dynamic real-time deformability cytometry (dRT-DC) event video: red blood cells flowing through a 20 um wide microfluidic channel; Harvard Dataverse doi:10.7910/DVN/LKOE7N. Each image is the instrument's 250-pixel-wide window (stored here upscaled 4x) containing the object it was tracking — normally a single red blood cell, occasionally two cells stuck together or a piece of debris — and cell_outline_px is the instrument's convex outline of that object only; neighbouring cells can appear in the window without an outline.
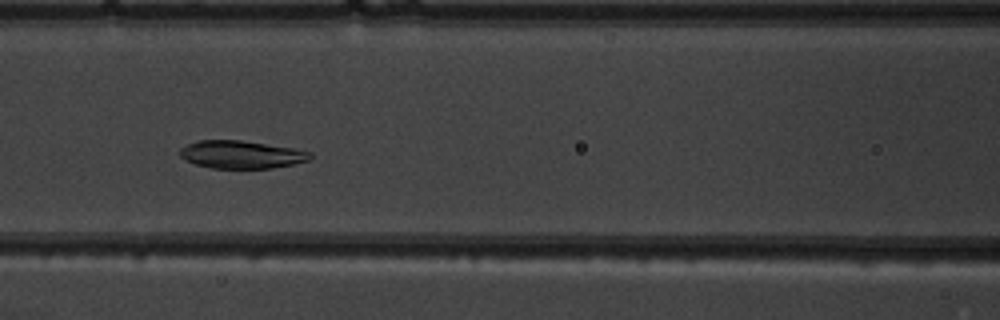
{"species": "common noctule bat (a hibernating species)", "species_latin": "Nyctalus noctula", "temperature_condition": "warm", "stored_images_in_passage": 42, "camera_frame_rate_fps": 3000, "um_per_image_px": 0.085, "animal": {"sex": "male", "body_mass_g": 19.5, "forearm_length_mm": 54.6}, "frame": {"image": 1, "passage_image": 14, "time_ms": 4.333, "image_size_px": [1000, 320], "cell_outline_px": [[312, 156], [308, 160], [292, 164], [272, 168], [212, 168], [196, 164], [180, 156], [180, 148], [188, 144], [200, 140], [240, 140], [292, 148], [312, 152]], "centroid_in_image_um": [20.51, 13.13], "position_along_channel_um": 146.1, "area_um2": 20.81}}
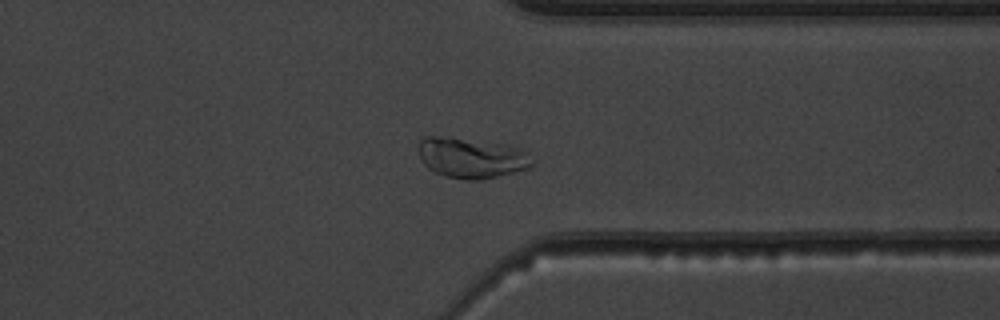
{"frame": {"image": 2, "passage_image": 31, "time_ms": 10.0, "image_size_px": [1000, 320], "cell_outline_px": [[536, 164], [528, 168], [480, 180], [464, 180], [444, 176], [428, 168], [420, 160], [420, 140], [424, 136], [440, 136], [508, 144], [520, 148], [528, 152]], "centroid_in_image_um": [40.11, 13.41], "position_along_channel_um": 371.3, "area_um2": 26.88}}
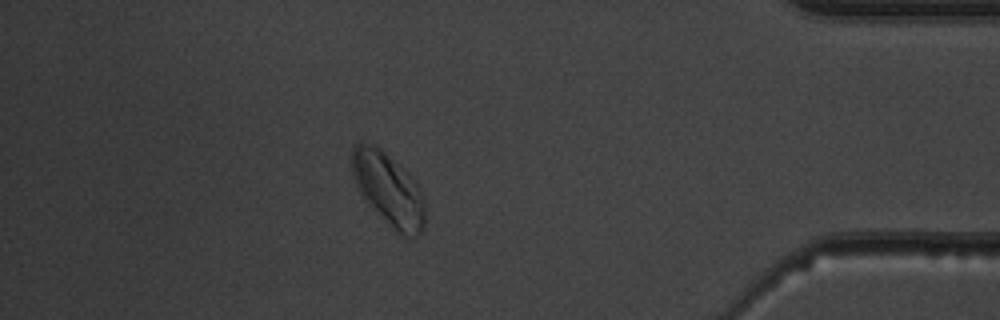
{"frame": {"image": 3, "passage_image": 36, "time_ms": 11.667, "image_size_px": [1000, 320], "cell_outline_px": [[424, 224], [420, 232], [412, 240], [404, 240], [368, 204], [356, 184], [352, 176], [352, 144], [356, 140], [360, 140], [376, 144], [400, 164], [416, 180], [424, 200]], "centroid_in_image_um": [33.01, 16.06], "position_along_channel_um": 402.2, "area_um2": 31.73}}